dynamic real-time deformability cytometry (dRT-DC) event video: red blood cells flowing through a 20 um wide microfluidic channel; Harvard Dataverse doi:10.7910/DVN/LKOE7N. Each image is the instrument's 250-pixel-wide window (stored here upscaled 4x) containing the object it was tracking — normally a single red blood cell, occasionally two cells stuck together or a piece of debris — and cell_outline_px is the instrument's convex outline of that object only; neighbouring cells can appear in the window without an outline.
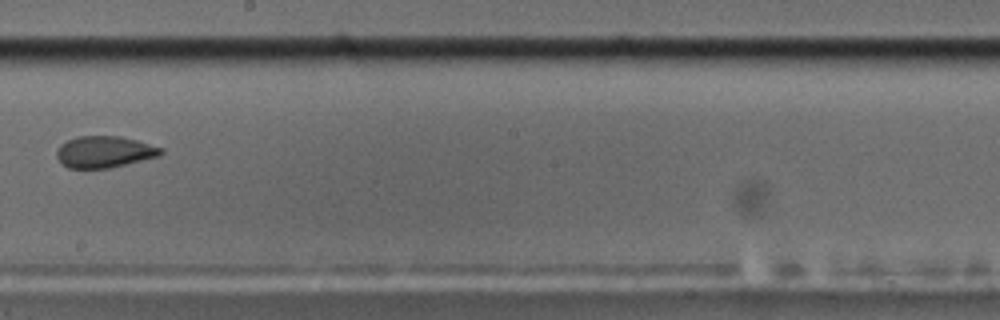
{"species": "common noctule bat (a hibernating species)", "species_latin": "Nyctalus noctula", "temperature_condition": "cold", "stored_images_in_passage": 6, "camera_frame_rate_fps": 3000, "um_per_image_px": 0.085, "animal": {"sex": "male", "body_mass_g": 17.5, "forearm_length_mm": 52.3}, "frame": {"image": 1, "passage_image": 6, "time_ms": 5.667, "image_size_px": [1000, 320], "cell_outline_px": [[164, 152], [160, 156], [108, 168], [68, 168], [60, 164], [56, 156], [56, 152], [60, 144], [76, 136], [120, 136], [136, 140], [164, 148]], "centroid_in_image_um": [8.86, 12.91], "position_along_channel_um": 239.3, "area_um2": 19.31}}